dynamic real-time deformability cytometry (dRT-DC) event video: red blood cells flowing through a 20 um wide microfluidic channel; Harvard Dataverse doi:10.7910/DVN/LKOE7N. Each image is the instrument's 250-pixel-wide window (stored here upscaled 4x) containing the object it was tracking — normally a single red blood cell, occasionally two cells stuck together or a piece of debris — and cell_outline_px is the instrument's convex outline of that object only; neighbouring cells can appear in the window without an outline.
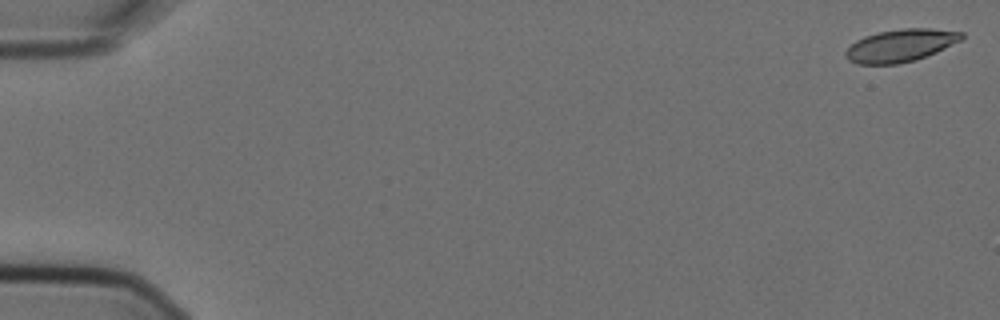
{"species": "Egyptian fruit bat (a non-hibernating species)", "species_latin": "Rousettus aegyptiacus", "temperature_condition": "cold", "stored_images_in_passage": 5, "camera_frame_rate_fps": 3000, "um_per_image_px": 0.085, "animal": {"sex": "female"}, "frame": {"image": 1, "passage_image": 1, "time_ms": 0.0, "image_size_px": [1000, 320], "cell_outline_px": [[964, 36], [960, 40], [936, 52], [916, 60], [896, 64], [856, 64], [848, 60], [844, 56], [844, 52], [856, 40], [864, 36], [876, 32], [900, 28], [932, 28], [964, 32]], "centroid_in_image_um": [76.51, 3.86], "position_along_channel_um": 8.5, "area_um2": 22.14}}
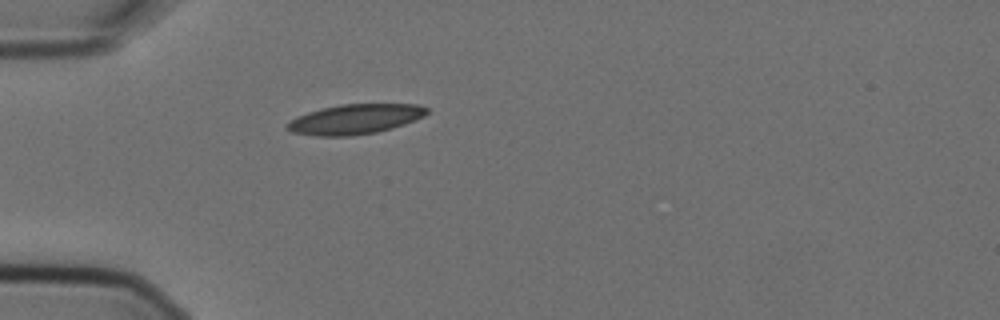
{"frame": {"image": 2, "passage_image": 5, "time_ms": 1.333, "image_size_px": [1000, 320], "cell_outline_px": [[428, 112], [424, 116], [416, 120], [392, 128], [376, 132], [352, 136], [316, 136], [292, 132], [284, 128], [284, 124], [296, 116], [320, 108], [340, 104], [416, 104], [428, 108]], "centroid_in_image_um": [30.13, 10.13], "position_along_channel_um": 54.9, "area_um2": 24.57}}